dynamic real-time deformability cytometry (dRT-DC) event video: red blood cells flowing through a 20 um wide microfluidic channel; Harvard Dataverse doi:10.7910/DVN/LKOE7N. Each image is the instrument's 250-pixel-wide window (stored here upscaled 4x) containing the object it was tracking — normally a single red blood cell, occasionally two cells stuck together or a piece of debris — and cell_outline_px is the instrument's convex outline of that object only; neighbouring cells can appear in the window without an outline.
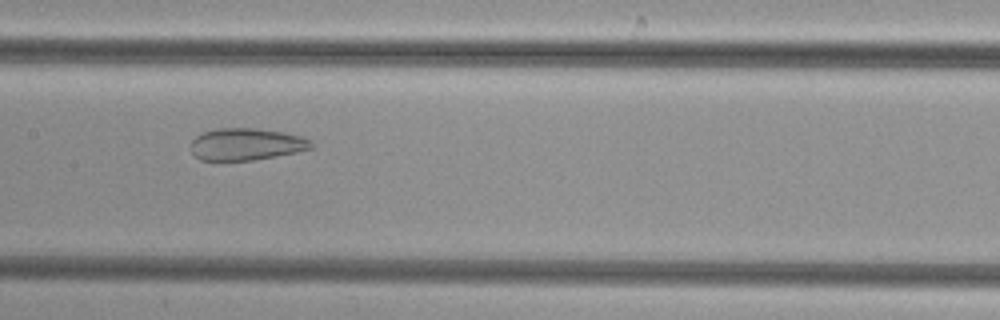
{"species": "common noctule bat (a hibernating species)", "species_latin": "Nyctalus noctula", "temperature_condition": "cold", "stored_images_in_passage": 38, "camera_frame_rate_fps": 3000, "um_per_image_px": 0.085, "animal": {"sex": "female", "body_mass_g": 29.2, "forearm_length_mm": 56.3}, "frame": {"image": 1, "passage_image": 13, "time_ms": 4.0, "image_size_px": [1000, 320], "cell_outline_px": [[312, 148], [296, 152], [252, 160], [200, 160], [192, 152], [192, 140], [196, 136], [204, 132], [216, 128], [256, 128], [284, 132], [300, 136], [312, 140]], "centroid_in_image_um": [20.94, 12.25], "position_along_channel_um": 186.5, "area_um2": 22.31}}
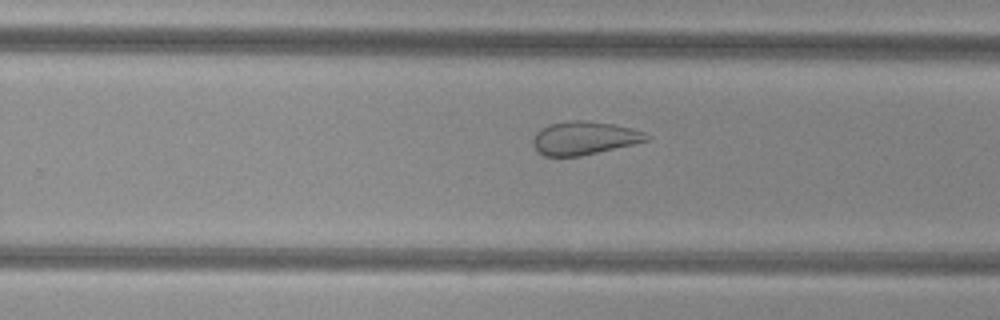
{"frame": {"image": 2, "passage_image": 20, "time_ms": 6.333, "image_size_px": [1000, 320], "cell_outline_px": [[652, 136], [648, 140], [632, 144], [580, 156], [544, 156], [532, 144], [532, 140], [536, 132], [540, 128], [548, 124], [572, 120], [584, 120], [612, 124], [632, 128], [644, 132]], "centroid_in_image_um": [49.64, 11.72], "position_along_channel_um": 280.2, "area_um2": 21.91}}
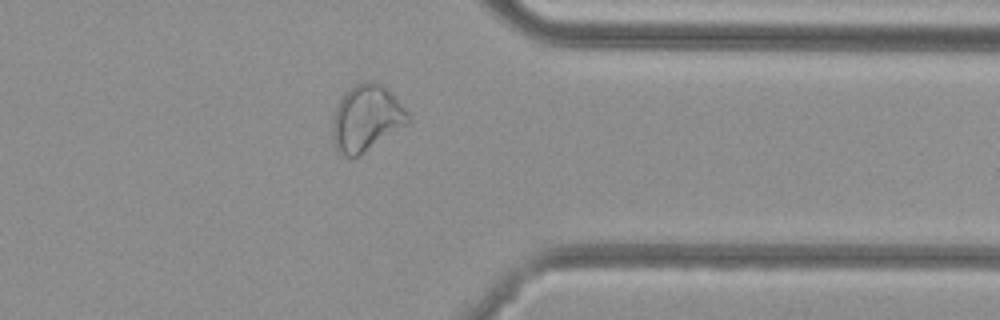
{"frame": {"image": 3, "passage_image": 28, "time_ms": 9.0, "image_size_px": [1000, 320], "cell_outline_px": [[408, 120], [404, 124], [356, 156], [340, 156], [336, 152], [332, 140], [332, 120], [336, 108], [344, 92], [356, 84], [368, 80], [376, 80], [392, 92], [408, 112]], "centroid_in_image_um": [31.07, 10.0], "position_along_channel_um": 380.3, "area_um2": 28.61}}